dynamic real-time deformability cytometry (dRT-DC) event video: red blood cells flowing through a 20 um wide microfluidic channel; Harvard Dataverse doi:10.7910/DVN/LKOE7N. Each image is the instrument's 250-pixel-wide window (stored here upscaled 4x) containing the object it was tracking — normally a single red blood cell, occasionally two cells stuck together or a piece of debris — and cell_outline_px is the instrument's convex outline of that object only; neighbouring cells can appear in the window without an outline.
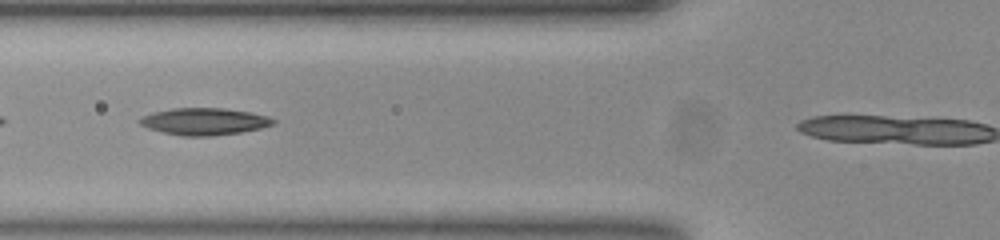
{"species": "common noctule bat (a hibernating species)", "species_latin": "Nyctalus noctula", "temperature_condition": "room temperature", "stored_images_in_passage": 29, "camera_frame_rate_fps": 3000, "um_per_image_px": 0.085, "animal": {"sex": "female", "body_mass_g": 23.0, "forearm_length_mm": 53.4}, "frame": {"image": 1, "passage_image": 13, "time_ms": 4.0, "image_size_px": [1000, 240], "cell_outline_px": [[276, 120], [272, 124], [260, 128], [240, 132], [208, 136], [184, 136], [164, 132], [148, 128], [140, 124], [140, 120], [144, 116], [152, 112], [172, 108], [224, 108], [252, 112], [268, 116]], "centroid_in_image_um": [17.38, 10.31], "position_along_channel_um": 108.4, "area_um2": 20.75}}
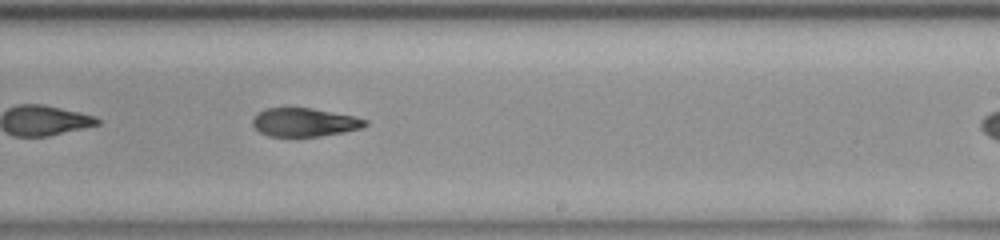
{"frame": {"image": 2, "passage_image": 25, "time_ms": 8.0, "image_size_px": [1000, 240], "cell_outline_px": [[368, 124], [360, 128], [344, 132], [320, 136], [268, 136], [260, 132], [252, 124], [252, 120], [256, 112], [264, 108], [312, 108], [352, 116], [368, 120]], "centroid_in_image_um": [25.84, 10.39], "position_along_channel_um": 263.2, "area_um2": 18.61}}